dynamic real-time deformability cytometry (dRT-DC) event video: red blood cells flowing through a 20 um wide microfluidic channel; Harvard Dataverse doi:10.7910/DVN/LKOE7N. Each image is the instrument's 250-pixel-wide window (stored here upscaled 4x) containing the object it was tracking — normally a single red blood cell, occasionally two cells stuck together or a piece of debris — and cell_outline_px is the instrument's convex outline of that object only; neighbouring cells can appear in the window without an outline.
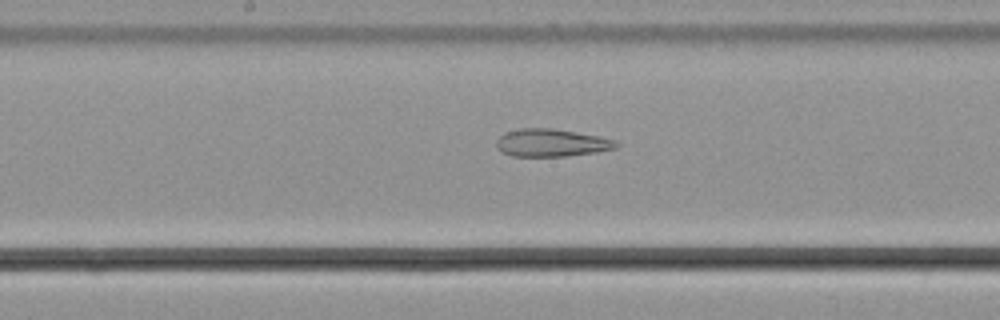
{"species": "common noctule bat (a hibernating species)", "species_latin": "Nyctalus noctula", "temperature_condition": "cold", "stored_images_in_passage": 37, "camera_frame_rate_fps": 3000, "um_per_image_px": 0.085, "animal": {"sex": "male", "body_mass_g": 21.5, "forearm_length_mm": 52.0}, "frame": {"image": 1, "passage_image": 22, "time_ms": 7.0, "image_size_px": [1000, 320], "cell_outline_px": [[620, 144], [616, 148], [596, 152], [564, 156], [512, 156], [500, 152], [496, 148], [496, 140], [504, 132], [520, 128], [552, 128], [576, 132], [616, 140]], "centroid_in_image_um": [46.83, 12.14], "position_along_channel_um": 201.4, "area_um2": 19.36}}